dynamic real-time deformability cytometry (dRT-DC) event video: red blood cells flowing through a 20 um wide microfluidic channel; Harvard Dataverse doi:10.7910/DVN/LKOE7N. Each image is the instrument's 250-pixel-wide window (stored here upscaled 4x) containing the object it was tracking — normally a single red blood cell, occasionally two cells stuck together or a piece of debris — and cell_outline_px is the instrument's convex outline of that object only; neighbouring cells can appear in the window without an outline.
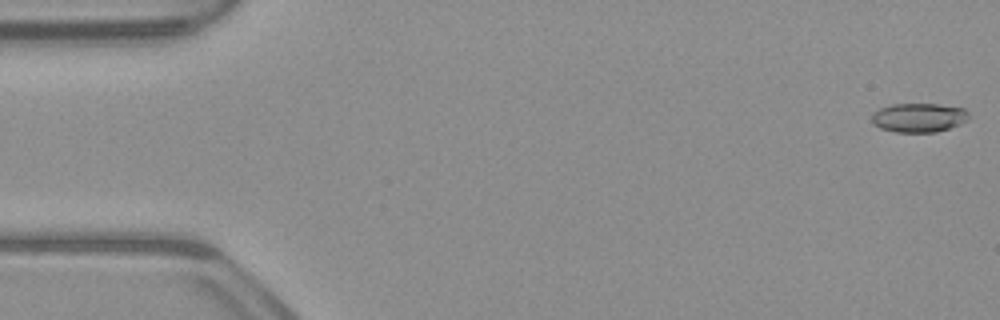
{"species": "common noctule bat (a hibernating species)", "species_latin": "Nyctalus noctula", "temperature_condition": "warm", "stored_images_in_passage": 49, "camera_frame_rate_fps": 3000, "um_per_image_px": 0.085, "animal": {"sex": "male", "body_mass_g": 23.1, "forearm_length_mm": 52.7}, "frame": {"image": 1, "passage_image": 1, "time_ms": 0.0, "image_size_px": [1000, 320], "cell_outline_px": [[968, 120], [960, 124], [936, 132], [896, 132], [880, 128], [872, 124], [872, 116], [880, 108], [892, 104], [936, 104], [964, 108], [968, 112]], "centroid_in_image_um": [78.1, 10.0], "position_along_channel_um": 6.9, "area_um2": 16.36}}
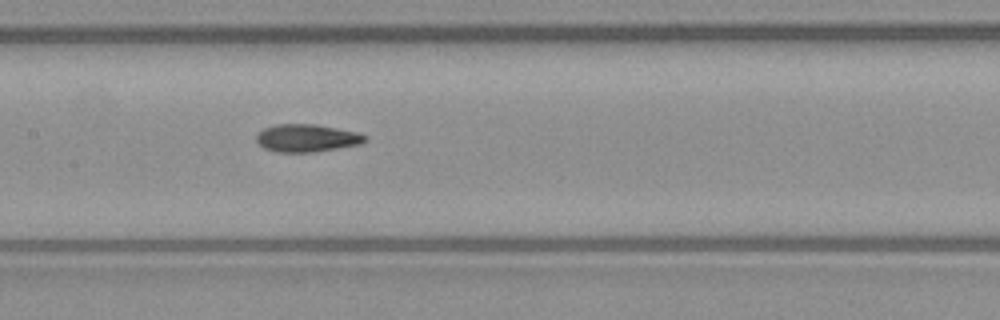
{"frame": {"image": 2, "passage_image": 25, "time_ms": 8.0, "image_size_px": [1000, 320], "cell_outline_px": [[368, 140], [360, 144], [312, 152], [276, 152], [264, 148], [256, 140], [256, 136], [264, 128], [276, 124], [316, 124], [356, 132], [368, 136]], "centroid_in_image_um": [26.08, 11.73], "position_along_channel_um": 181.3, "area_um2": 17.4}}
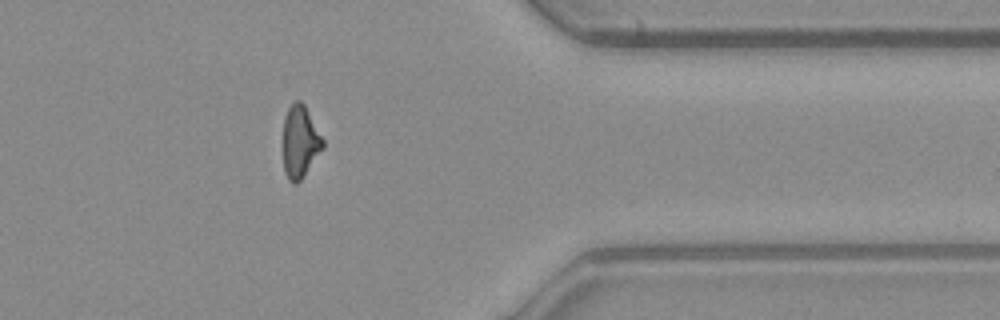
{"frame": {"image": 3, "passage_image": 42, "time_ms": 13.667, "image_size_px": [1000, 320], "cell_outline_px": [[324, 148], [300, 180], [296, 184], [292, 184], [288, 180], [284, 172], [284, 116], [288, 108], [296, 100], [300, 100], [304, 104], [324, 140]], "centroid_in_image_um": [25.51, 12.06], "position_along_channel_um": 385.9, "area_um2": 16.65}}